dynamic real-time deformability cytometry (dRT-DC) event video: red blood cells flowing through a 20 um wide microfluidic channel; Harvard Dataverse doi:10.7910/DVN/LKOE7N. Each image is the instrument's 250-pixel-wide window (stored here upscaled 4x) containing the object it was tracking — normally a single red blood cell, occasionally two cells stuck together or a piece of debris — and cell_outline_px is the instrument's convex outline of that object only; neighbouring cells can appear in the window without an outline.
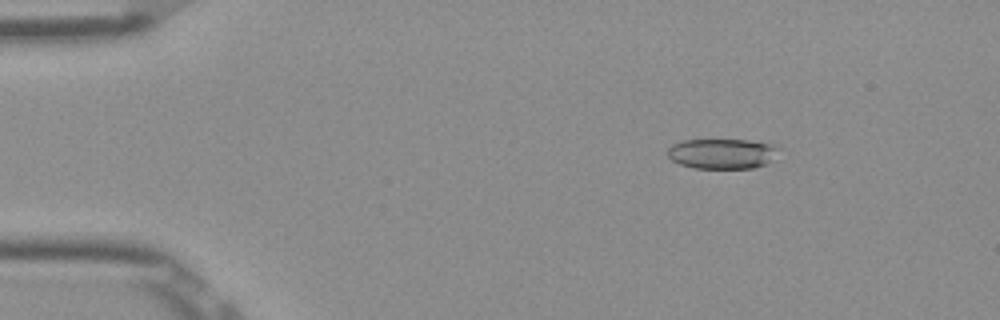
{"species": "Egyptian fruit bat (a non-hibernating species)", "species_latin": "Rousettus aegyptiacus", "temperature_condition": "room temperature", "stored_images_in_passage": 46, "camera_frame_rate_fps": 3000, "um_per_image_px": 0.085, "frame": {"image": 1, "passage_image": 2, "time_ms": 0.333, "image_size_px": [1000, 320], "cell_outline_px": [[780, 148], [764, 164], [752, 168], [692, 168], [680, 164], [672, 160], [668, 156], [668, 148], [672, 144], [684, 140], [748, 140], [772, 144]], "centroid_in_image_um": [61.32, 13.05], "position_along_channel_um": 23.7, "area_um2": 19.25}}
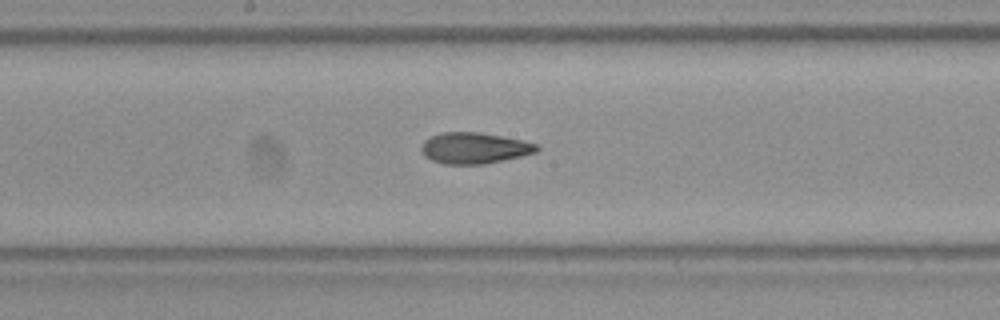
{"frame": {"image": 2, "passage_image": 22, "time_ms": 7.0, "image_size_px": [1000, 320], "cell_outline_px": [[540, 148], [536, 152], [520, 156], [484, 164], [444, 164], [432, 160], [424, 156], [420, 148], [420, 144], [424, 140], [440, 132], [480, 132], [524, 140], [536, 144]], "centroid_in_image_um": [40.29, 12.58], "position_along_channel_um": 207.9, "area_um2": 20.98}}
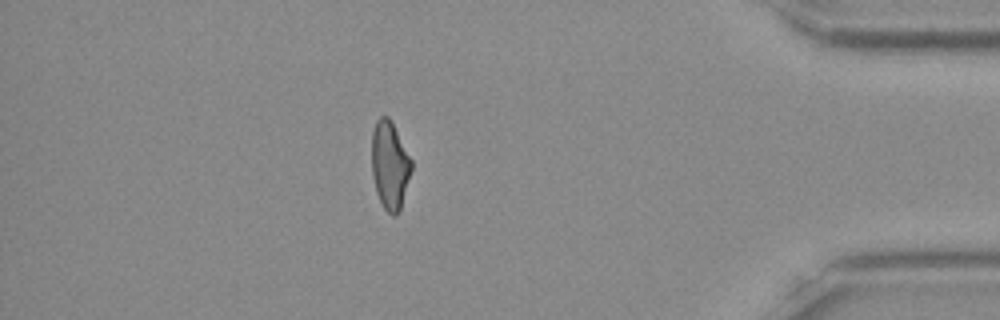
{"frame": {"image": 3, "passage_image": 40, "time_ms": 13.0, "image_size_px": [1000, 320], "cell_outline_px": [[412, 168], [400, 212], [396, 216], [392, 216], [384, 208], [376, 192], [372, 172], [372, 132], [376, 120], [380, 116], [388, 116], [392, 120], [412, 160]], "centroid_in_image_um": [33.14, 14.03], "position_along_channel_um": 402.1, "area_um2": 20.58}, "authors_computed_cell_mechanics": {"area_um2": 20.7502, "velocity_mm_per_s": 3.9152, "shape_relaxation_time_tau1_ms": null, "shape_relaxation_time_tau2_ms": 2.0209, "deformation_change_tau1": null, "deformation_change_tau2": 0.095}}